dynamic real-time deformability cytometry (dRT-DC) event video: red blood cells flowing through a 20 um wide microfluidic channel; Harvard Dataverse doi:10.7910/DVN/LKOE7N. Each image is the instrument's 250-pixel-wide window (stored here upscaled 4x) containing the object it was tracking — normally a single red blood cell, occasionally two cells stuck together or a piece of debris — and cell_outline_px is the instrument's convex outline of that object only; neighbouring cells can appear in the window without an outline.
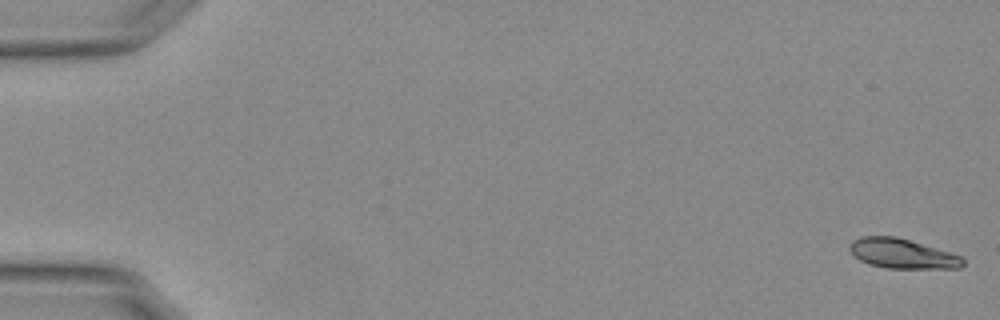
{"species": "Egyptian fruit bat (a non-hibernating species)", "species_latin": "Rousettus aegyptiacus", "temperature_condition": "warm", "stored_images_in_passage": 3, "camera_frame_rate_fps": 3000, "um_per_image_px": 0.085, "animal": {"sex": "female"}, "frame": {"image": 1, "passage_image": 1, "time_ms": 0.0, "image_size_px": [1000, 320], "cell_outline_px": [[964, 264], [960, 268], [888, 268], [868, 264], [860, 260], [852, 252], [852, 244], [856, 240], [864, 236], [892, 236], [908, 240], [948, 252], [960, 256], [964, 260]], "centroid_in_image_um": [76.72, 21.58], "position_along_channel_um": 8.3, "area_um2": 18.9}}